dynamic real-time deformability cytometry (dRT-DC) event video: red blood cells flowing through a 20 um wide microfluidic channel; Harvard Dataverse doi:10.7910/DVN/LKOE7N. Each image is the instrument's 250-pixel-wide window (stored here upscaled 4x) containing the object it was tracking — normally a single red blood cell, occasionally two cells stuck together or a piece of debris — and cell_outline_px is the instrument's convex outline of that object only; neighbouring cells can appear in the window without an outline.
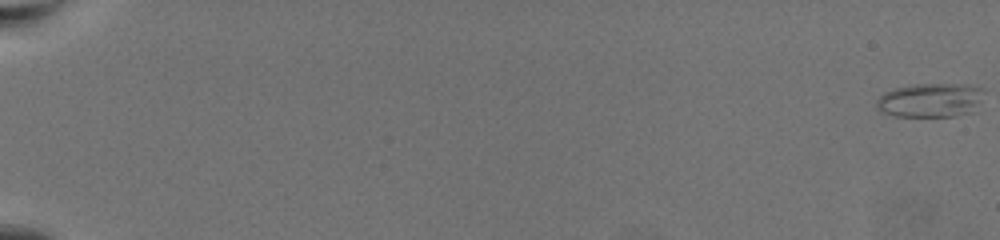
{"species": "common noctule bat (a hibernating species)", "species_latin": "Nyctalus noctula", "temperature_condition": "warm", "stored_images_in_passage": 66, "camera_frame_rate_fps": 3000, "um_per_image_px": 0.085, "animal": {"sex": "female", "body_mass_g": 19.5, "forearm_length_mm": 54.1}, "frame": {"image": 1, "passage_image": 1, "time_ms": 0.0, "image_size_px": [1000, 240], "cell_outline_px": [[984, 88], [968, 112], [956, 116], [896, 116], [880, 112], [876, 104], [876, 100], [884, 92], [896, 88], [916, 84], [968, 84]], "centroid_in_image_um": [78.97, 8.5], "position_along_channel_um": 6.0, "area_um2": 20.75}}
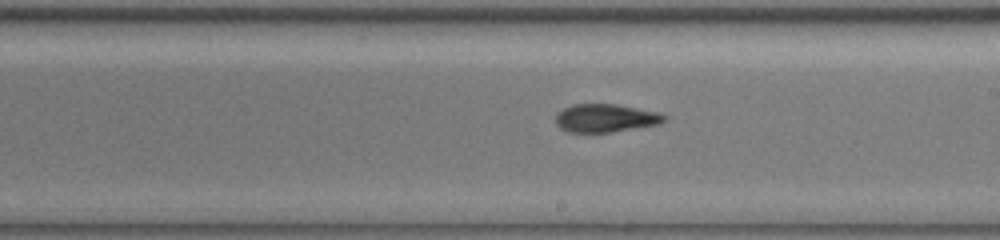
{"frame": {"image": 2, "passage_image": 42, "time_ms": 13.667, "image_size_px": [1000, 240], "cell_outline_px": [[668, 116], [664, 120], [656, 124], [608, 132], [568, 132], [560, 128], [556, 124], [556, 116], [564, 108], [572, 104], [616, 104], [656, 112]], "centroid_in_image_um": [51.42, 10.03], "position_along_channel_um": 237.6, "area_um2": 17.4}}
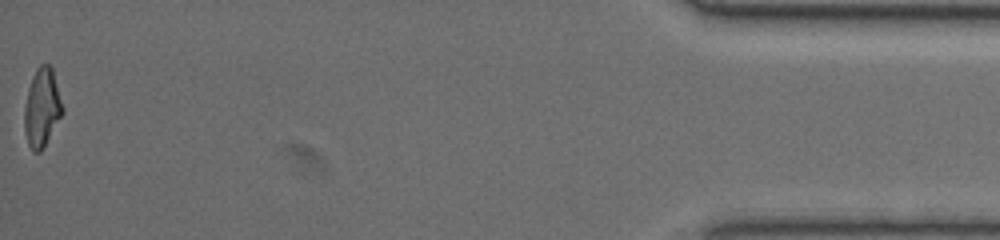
{"frame": {"image": 3, "passage_image": 66, "time_ms": 21.667, "image_size_px": [1000, 240], "cell_outline_px": [[64, 112], [44, 148], [40, 152], [32, 152], [28, 144], [24, 132], [24, 108], [28, 88], [32, 76], [36, 68], [40, 64], [48, 64], [52, 68], [64, 108]], "centroid_in_image_um": [3.57, 9.18], "position_along_channel_um": 431.6, "area_um2": 17.74}, "authors_computed_cell_mechanics": {"area_um2": 17.7735, "velocity_mm_per_s": 3.4323, "shape_relaxation_time_tau1_ms": 8.762, "shape_relaxation_time_tau2_ms": 1.5734, "deformation_change_tau1": 0.2533, "deformation_change_tau2": 0.082}}